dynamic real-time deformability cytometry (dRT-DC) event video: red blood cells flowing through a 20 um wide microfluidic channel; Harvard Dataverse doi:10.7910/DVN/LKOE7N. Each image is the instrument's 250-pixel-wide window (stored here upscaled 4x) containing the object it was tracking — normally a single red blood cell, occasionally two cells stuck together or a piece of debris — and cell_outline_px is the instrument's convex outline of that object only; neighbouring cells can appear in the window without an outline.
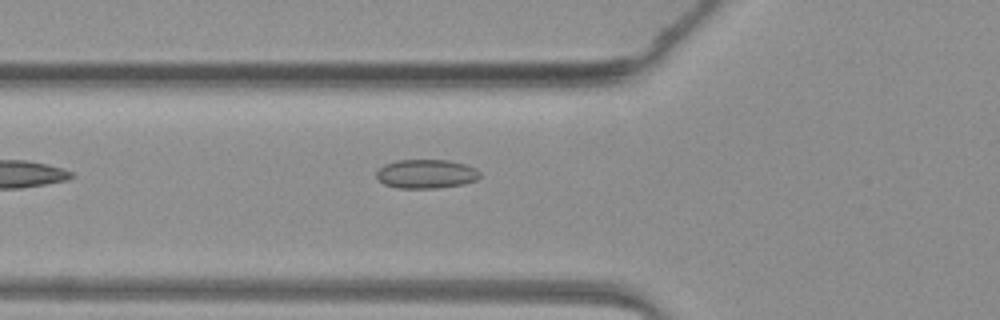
{"species": "common noctule bat (a hibernating species)", "species_latin": "Nyctalus noctula", "temperature_condition": "warm", "stored_images_in_passage": 34, "camera_frame_rate_fps": 3000, "um_per_image_px": 0.085, "animal": {"sex": "female", "body_mass_g": 19.3, "forearm_length_mm": 54.1}, "frame": {"image": 1, "passage_image": 4, "time_ms": 1.0, "image_size_px": [1000, 320], "cell_outline_px": [[480, 176], [476, 180], [464, 184], [436, 188], [396, 188], [384, 184], [376, 176], [376, 172], [384, 164], [396, 160], [448, 160], [464, 164], [476, 168], [480, 172]], "centroid_in_image_um": [36.22, 14.78], "position_along_channel_um": 89.6, "area_um2": 17.51}}
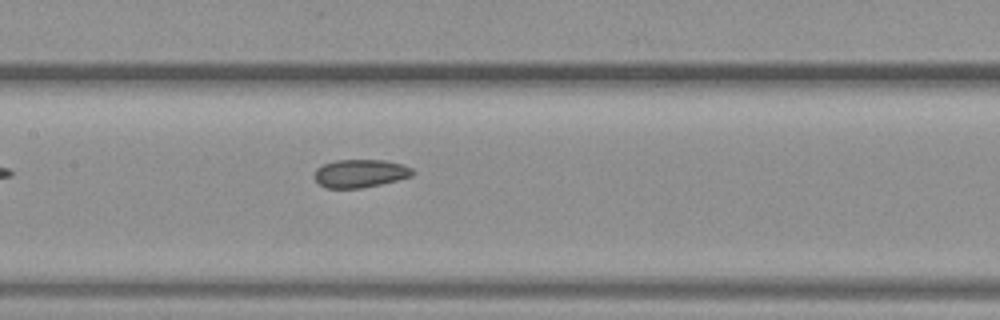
{"frame": {"image": 2, "passage_image": 10, "time_ms": 3.0, "image_size_px": [1000, 320], "cell_outline_px": [[416, 172], [412, 176], [380, 184], [360, 188], [328, 188], [320, 184], [316, 180], [316, 168], [324, 164], [336, 160], [384, 160], [404, 164], [412, 168]], "centroid_in_image_um": [30.66, 14.73], "position_along_channel_um": 176.7, "area_um2": 15.95}}
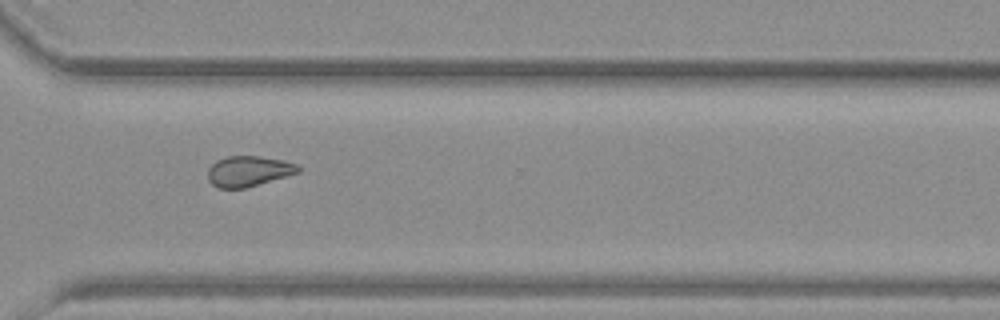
{"frame": {"image": 3, "passage_image": 22, "time_ms": 7.0, "image_size_px": [1000, 320], "cell_outline_px": [[300, 172], [244, 188], [220, 188], [212, 184], [208, 180], [208, 168], [216, 160], [228, 156], [260, 156], [284, 160], [296, 164], [300, 168]], "centroid_in_image_um": [21.11, 14.54], "position_along_channel_um": 349.5, "area_um2": 15.95}}